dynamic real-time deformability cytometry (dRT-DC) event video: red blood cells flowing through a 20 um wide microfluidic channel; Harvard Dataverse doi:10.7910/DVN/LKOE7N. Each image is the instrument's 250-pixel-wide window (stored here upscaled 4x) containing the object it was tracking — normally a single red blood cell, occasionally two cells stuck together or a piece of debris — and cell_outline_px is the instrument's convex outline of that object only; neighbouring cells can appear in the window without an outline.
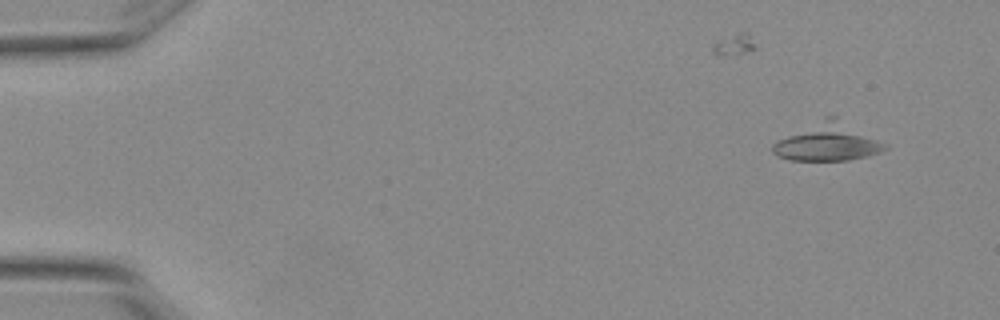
{"species": "Egyptian fruit bat (a non-hibernating species)", "species_latin": "Rousettus aegyptiacus", "temperature_condition": "warm", "stored_images_in_passage": 4, "camera_frame_rate_fps": 3000, "um_per_image_px": 0.085, "animal": {"sex": "female"}, "frame": {"image": 1, "passage_image": 1, "time_ms": 0.0, "image_size_px": [1000, 320], "cell_outline_px": [[888, 148], [880, 152], [848, 160], [792, 160], [780, 156], [772, 152], [772, 144], [824, 116], [836, 116], [888, 144]], "centroid_in_image_um": [70.41, 12.06], "position_along_channel_um": 14.6, "area_um2": 24.33}}
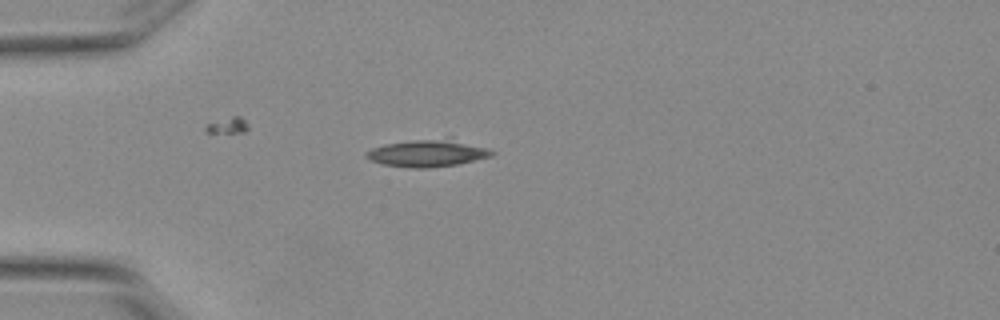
{"frame": {"image": 2, "passage_image": 4, "time_ms": 1.0, "image_size_px": [1000, 320], "cell_outline_px": [[496, 152], [492, 156], [460, 164], [428, 168], [412, 168], [380, 164], [364, 156], [364, 152], [372, 148], [384, 144], [416, 140], [432, 140], [464, 144], [488, 148]], "centroid_in_image_um": [36.24, 13.08], "position_along_channel_um": 48.8, "area_um2": 18.96}}